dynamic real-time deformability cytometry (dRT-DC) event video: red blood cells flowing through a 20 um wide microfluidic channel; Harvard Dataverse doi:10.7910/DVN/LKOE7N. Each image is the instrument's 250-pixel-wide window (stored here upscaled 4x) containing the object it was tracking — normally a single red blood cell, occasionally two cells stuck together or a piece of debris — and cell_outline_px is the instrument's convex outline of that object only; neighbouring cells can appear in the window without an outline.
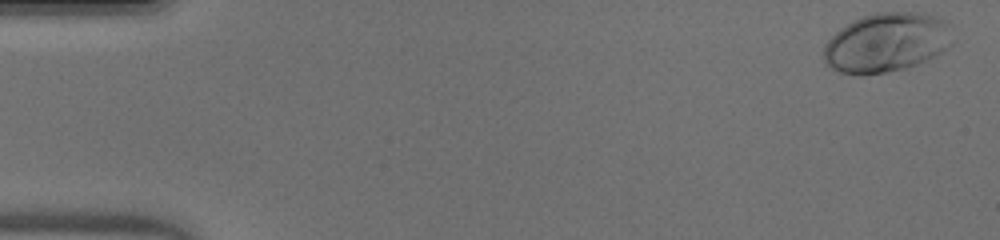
{"species": "human", "species_latin": "Homo sapiens", "temperature_condition": "warm", "stored_images_in_passage": 42, "camera_frame_rate_fps": 3000, "um_per_image_px": 0.085, "donor": {"sex": "male"}, "frame": {"image": 1, "passage_image": 1, "time_ms": 0.0, "image_size_px": [1000, 240], "cell_outline_px": [[952, 44], [940, 52], [916, 64], [904, 68], [888, 72], [864, 76], [860, 76], [840, 72], [832, 68], [824, 60], [824, 44], [840, 28], [864, 16], [876, 12], [924, 12], [944, 20], [948, 24]], "centroid_in_image_um": [75.33, 3.62], "position_along_channel_um": 9.7, "area_um2": 44.22}}
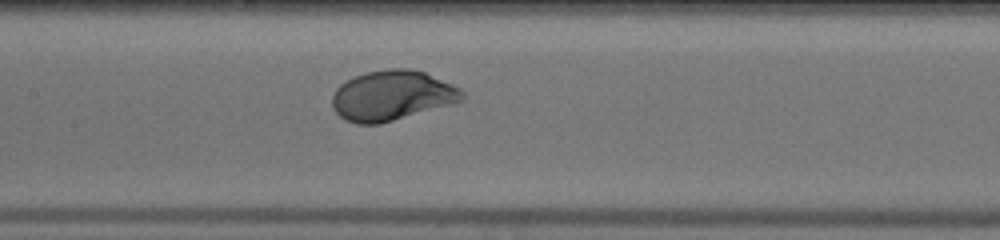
{"frame": {"image": 2, "passage_image": 24, "time_ms": 7.667, "image_size_px": [1000, 240], "cell_outline_px": [[464, 100], [452, 104], [380, 124], [356, 124], [344, 120], [332, 108], [332, 96], [336, 88], [340, 84], [356, 76], [368, 72], [388, 68], [408, 68], [424, 72], [452, 84], [460, 88], [464, 92]], "centroid_in_image_um": [33.32, 8.13], "position_along_channel_um": 174.1, "area_um2": 37.92}}
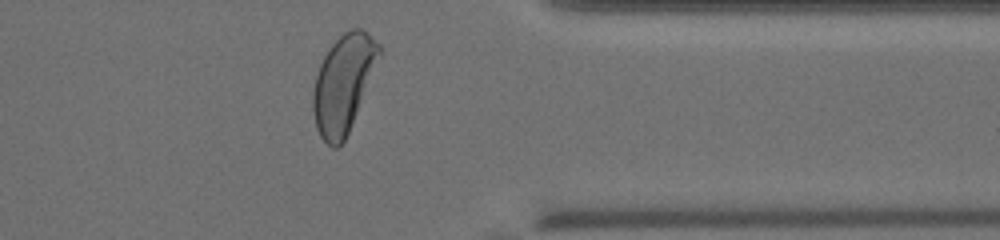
{"frame": {"image": 3, "passage_image": 40, "time_ms": 13.0, "image_size_px": [1000, 240], "cell_outline_px": [[380, 56], [348, 132], [344, 140], [336, 148], [332, 148], [320, 136], [316, 128], [312, 112], [312, 92], [316, 76], [320, 64], [328, 48], [344, 32], [352, 28], [360, 28], [368, 32], [380, 44]], "centroid_in_image_um": [29.16, 7.09], "position_along_channel_um": 382.2, "area_um2": 37.17}, "authors_computed_cell_mechanics": {"area_um2": 37.5411, "velocity_mm_per_s": 4.0744, "shape_relaxation_time_tau1_ms": 2.5875, "shape_relaxation_time_tau2_ms": null, "deformation_change_tau1": 0.1805, "deformation_change_tau2": null}}